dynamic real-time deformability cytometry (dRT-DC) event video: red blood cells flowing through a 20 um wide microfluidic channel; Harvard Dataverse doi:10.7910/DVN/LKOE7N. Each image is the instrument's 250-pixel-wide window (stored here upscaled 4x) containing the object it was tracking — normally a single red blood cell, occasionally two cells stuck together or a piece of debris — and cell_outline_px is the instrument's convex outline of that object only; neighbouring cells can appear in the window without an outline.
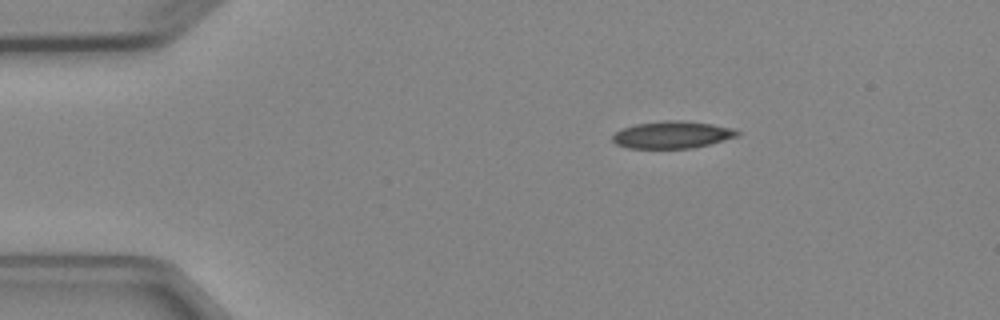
{"species": "Egyptian fruit bat (a non-hibernating species)", "species_latin": "Rousettus aegyptiacus", "temperature_condition": "cold", "stored_images_in_passage": 4, "camera_frame_rate_fps": 3000, "um_per_image_px": 0.085, "animal": {"sex": "female"}, "frame": {"image": 1, "passage_image": 1, "time_ms": 0.0, "image_size_px": [1000, 320], "cell_outline_px": [[740, 136], [692, 148], [628, 148], [616, 144], [612, 140], [612, 136], [616, 132], [624, 128], [636, 124], [664, 120], [680, 120], [712, 124], [736, 128], [740, 132]], "centroid_in_image_um": [57.18, 11.45], "position_along_channel_um": 27.8, "area_um2": 19.77}}
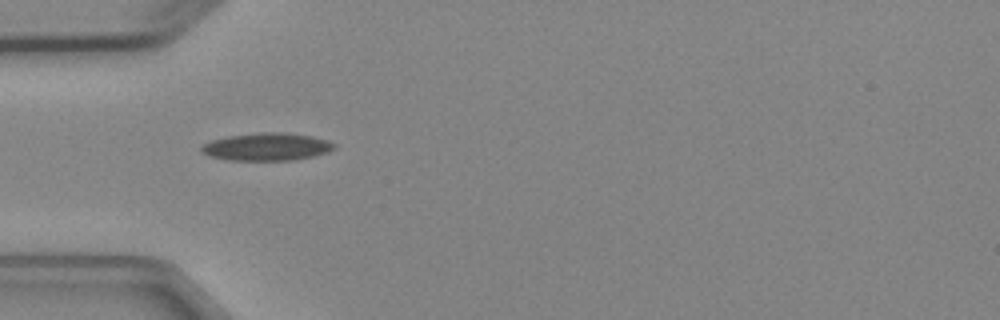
{"frame": {"image": 2, "passage_image": 3, "time_ms": 2.333, "image_size_px": [1000, 320], "cell_outline_px": [[336, 148], [328, 152], [312, 156], [292, 160], [228, 160], [212, 156], [200, 152], [200, 148], [204, 144], [212, 140], [228, 136], [260, 132], [284, 132], [312, 136], [328, 140], [336, 144]], "centroid_in_image_um": [22.7, 12.47], "position_along_channel_um": 62.3, "area_um2": 21.39}}